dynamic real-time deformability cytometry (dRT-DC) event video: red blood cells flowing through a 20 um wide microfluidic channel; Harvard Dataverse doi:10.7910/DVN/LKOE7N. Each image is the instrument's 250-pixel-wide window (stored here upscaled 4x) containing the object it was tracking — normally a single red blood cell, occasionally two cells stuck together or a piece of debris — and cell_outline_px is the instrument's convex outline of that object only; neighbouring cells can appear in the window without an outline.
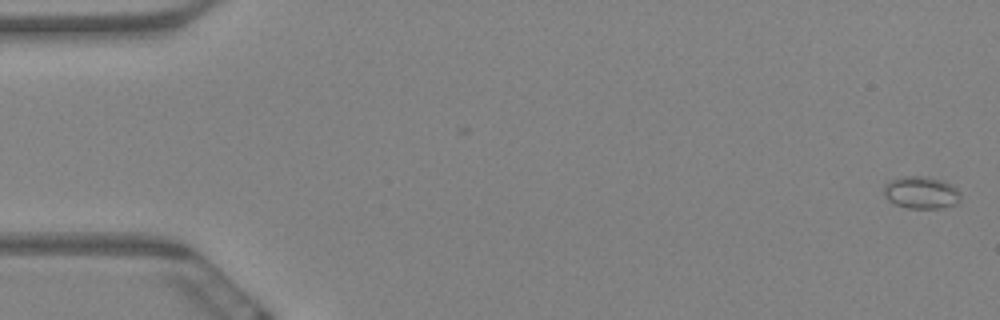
{"species": "Egyptian fruit bat (a non-hibernating species)", "species_latin": "Rousettus aegyptiacus", "temperature_condition": "warm", "stored_images_in_passage": 7, "camera_frame_rate_fps": 3000, "um_per_image_px": 0.085, "animal": {"sex": "female"}, "frame": {"image": 1, "passage_image": 1, "time_ms": 0.0, "image_size_px": [1000, 320], "cell_outline_px": [[960, 200], [956, 204], [944, 208], [908, 208], [896, 204], [888, 200], [884, 196], [884, 184], [892, 180], [904, 176], [924, 176], [944, 180], [952, 184], [960, 192]], "centroid_in_image_um": [78.33, 16.36], "position_along_channel_um": 6.7, "area_um2": 14.57}}
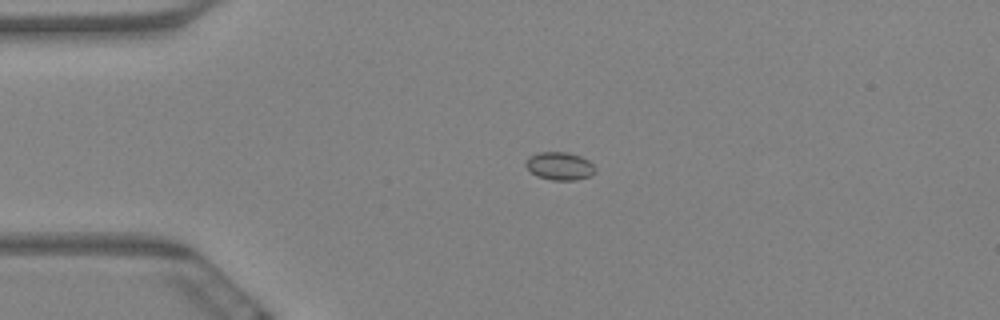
{"frame": {"image": 2, "passage_image": 5, "time_ms": 1.333, "image_size_px": [1000, 320], "cell_outline_px": [[596, 172], [588, 176], [576, 180], [552, 180], [536, 176], [524, 164], [528, 156], [536, 152], [568, 152], [580, 156], [588, 160], [596, 168]], "centroid_in_image_um": [47.55, 14.1], "position_along_channel_um": 37.4, "area_um2": 11.39}}